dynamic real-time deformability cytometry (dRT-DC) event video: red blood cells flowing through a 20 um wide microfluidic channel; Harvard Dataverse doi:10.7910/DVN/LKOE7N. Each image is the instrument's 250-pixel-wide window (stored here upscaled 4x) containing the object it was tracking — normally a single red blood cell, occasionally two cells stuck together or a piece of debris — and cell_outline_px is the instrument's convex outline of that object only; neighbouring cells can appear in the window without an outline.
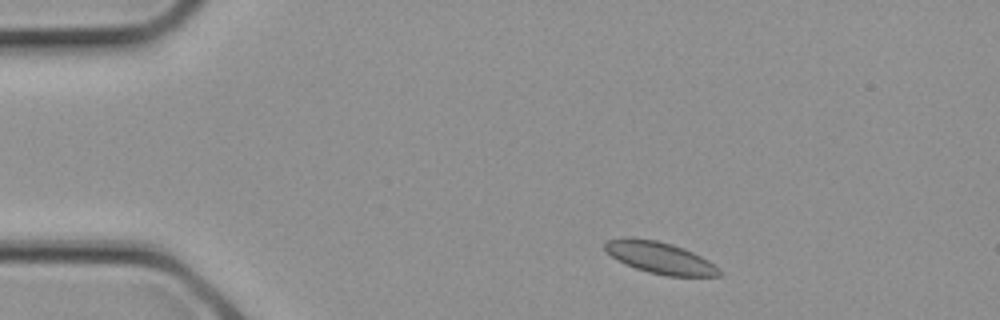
{"species": "common noctule bat (a hibernating species)", "species_latin": "Nyctalus noctula", "temperature_condition": "cold", "stored_images_in_passage": 2, "camera_frame_rate_fps": 3000, "um_per_image_px": 0.085, "animal": {"sex": "female", "body_mass_g": 21.9}, "frame": {"image": 1, "passage_image": 1, "time_ms": 0.0, "image_size_px": [1000, 320], "cell_outline_px": [[724, 272], [720, 276], [668, 276], [648, 272], [624, 264], [612, 256], [604, 248], [604, 244], [608, 240], [656, 240], [672, 244], [684, 248], [708, 260], [720, 268]], "centroid_in_image_um": [56.2, 21.96], "position_along_channel_um": 28.8, "area_um2": 20.52}}
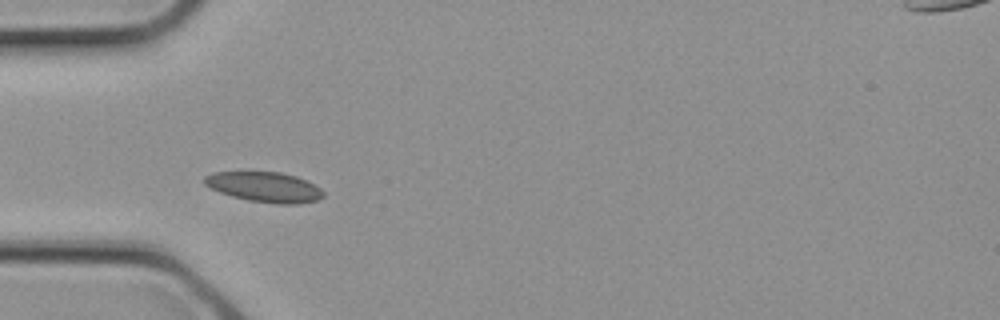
{"frame": {"image": 2, "passage_image": 2, "time_ms": 0.333, "image_size_px": [1000, 320], "cell_outline_px": [[324, 196], [316, 200], [300, 204], [276, 204], [248, 200], [232, 196], [220, 192], [204, 184], [204, 176], [212, 172], [280, 172], [296, 176], [320, 188], [324, 192]], "centroid_in_image_um": [22.48, 15.9], "position_along_channel_um": 62.5, "area_um2": 20.75}}